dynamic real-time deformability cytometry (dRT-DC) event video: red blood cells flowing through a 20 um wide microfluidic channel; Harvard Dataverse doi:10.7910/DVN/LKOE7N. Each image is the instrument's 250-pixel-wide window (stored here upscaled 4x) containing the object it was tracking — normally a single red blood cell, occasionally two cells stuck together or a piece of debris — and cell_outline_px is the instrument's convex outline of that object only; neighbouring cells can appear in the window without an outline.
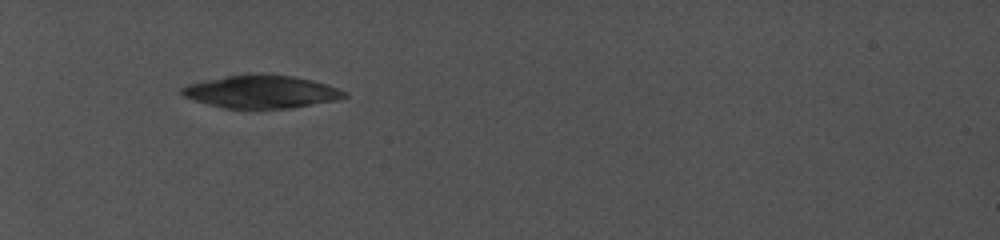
{"species": "common noctule bat (a hibernating species)", "species_latin": "Nyctalus noctula", "temperature_condition": "cold", "stored_images_in_passage": 2, "camera_frame_rate_fps": 5000, "um_per_image_px": 0.085, "animal": {"sex": "female", "body_mass_g": 19.0, "forearm_length_mm": 56.7}, "frame": {"image": 1, "passage_image": 2, "time_ms": 1.0, "image_size_px": [1000, 240], "cell_outline_px": [[348, 96], [332, 100], [292, 108], [224, 108], [208, 104], [184, 96], [180, 92], [180, 88], [188, 84], [204, 80], [228, 76], [292, 76], [312, 80], [328, 84], [348, 92]], "centroid_in_image_um": [22.22, 7.82], "position_along_channel_um": 62.8, "area_um2": 30.17}}